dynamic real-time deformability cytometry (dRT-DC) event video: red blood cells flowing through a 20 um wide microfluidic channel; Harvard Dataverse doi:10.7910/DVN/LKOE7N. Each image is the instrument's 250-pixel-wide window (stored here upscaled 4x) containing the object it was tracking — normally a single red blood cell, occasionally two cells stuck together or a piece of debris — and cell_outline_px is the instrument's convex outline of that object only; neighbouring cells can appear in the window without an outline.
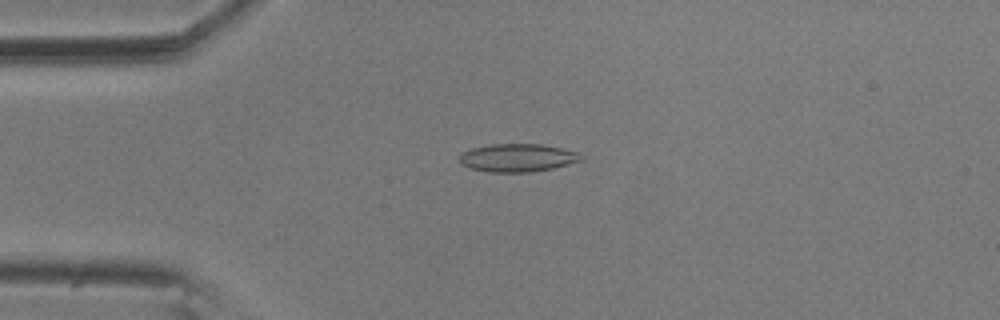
{"species": "common noctule bat (a hibernating species)", "species_latin": "Nyctalus noctula", "temperature_condition": "room temperature", "stored_images_in_passage": 3, "camera_frame_rate_fps": 3000, "um_per_image_px": 0.085, "animal": {"sex": "male", "body_mass_g": 20.5, "forearm_length_mm": 52.5}, "frame": {"image": 1, "passage_image": 3, "time_ms": 0.667, "image_size_px": [1000, 320], "cell_outline_px": [[584, 160], [552, 168], [532, 172], [488, 172], [472, 168], [460, 164], [460, 156], [464, 152], [472, 148], [492, 144], [540, 144], [580, 152], [584, 156]], "centroid_in_image_um": [44.04, 13.41], "position_along_channel_um": 41.0, "area_um2": 19.83}}